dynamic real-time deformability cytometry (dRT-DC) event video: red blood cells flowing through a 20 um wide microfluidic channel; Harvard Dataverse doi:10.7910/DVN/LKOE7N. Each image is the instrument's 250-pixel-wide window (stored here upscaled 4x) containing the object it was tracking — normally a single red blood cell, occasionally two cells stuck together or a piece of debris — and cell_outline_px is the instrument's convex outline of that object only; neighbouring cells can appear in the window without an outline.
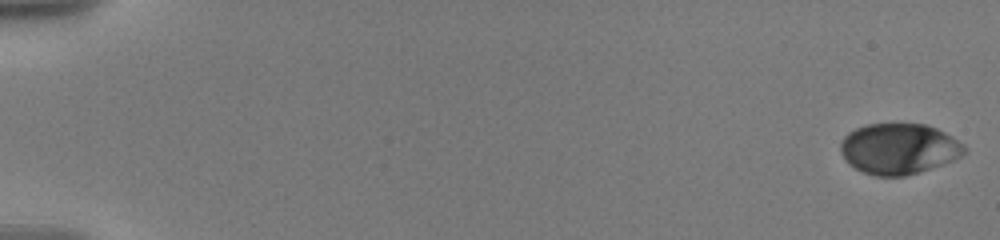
{"species": "human", "species_latin": "Homo sapiens", "temperature_condition": "warm", "stored_images_in_passage": 35, "camera_frame_rate_fps": 3000, "um_per_image_px": 0.085, "donor": {"sex": "male"}, "frame": {"image": 1, "passage_image": 1, "time_ms": 0.0, "image_size_px": [1000, 240], "cell_outline_px": [[968, 148], [960, 156], [952, 160], [904, 176], [872, 176], [848, 164], [840, 152], [840, 140], [848, 132], [856, 128], [868, 124], [924, 124], [936, 128], [952, 136], [964, 144]], "centroid_in_image_um": [76.36, 12.63], "position_along_channel_um": 8.6, "area_um2": 36.47}}
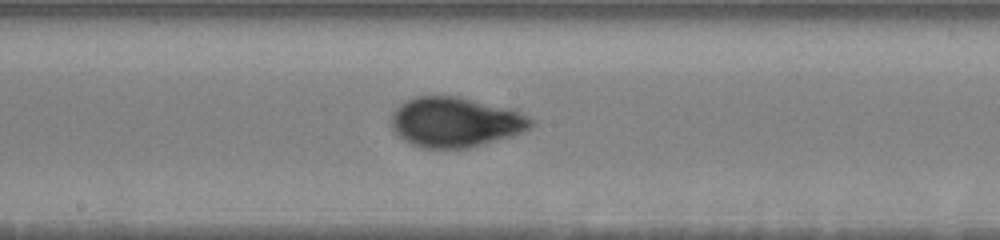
{"frame": {"image": 2, "passage_image": 20, "time_ms": 10.667, "image_size_px": [1000, 240], "cell_outline_px": [[532, 124], [524, 132], [468, 148], [428, 148], [412, 144], [404, 140], [392, 128], [392, 116], [396, 108], [400, 104], [416, 96], [460, 96], [508, 108], [520, 112], [528, 116], [532, 120]], "centroid_in_image_um": [38.71, 10.37], "position_along_channel_um": 209.5, "area_um2": 40.23}}
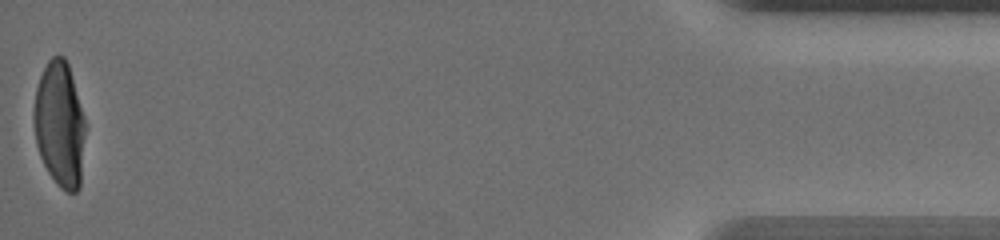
{"frame": {"image": 3, "passage_image": 35, "time_ms": 19.0, "image_size_px": [1000, 240], "cell_outline_px": [[84, 136], [80, 188], [76, 192], [68, 192], [60, 188], [56, 184], [48, 172], [40, 156], [36, 144], [32, 116], [32, 112], [36, 88], [40, 76], [48, 60], [52, 56], [64, 56], [68, 64], [84, 116]], "centroid_in_image_um": [5.04, 10.58], "position_along_channel_um": 430.2, "area_um2": 37.63}, "authors_computed_cell_mechanics": {"area_um2": 38.726, "velocity_mm_per_s": 3.5752, "shape_relaxation_time_tau1_ms": 4.9275, "shape_relaxation_time_tau2_ms": null, "deformation_change_tau1": 0.1497, "deformation_change_tau2": null}}